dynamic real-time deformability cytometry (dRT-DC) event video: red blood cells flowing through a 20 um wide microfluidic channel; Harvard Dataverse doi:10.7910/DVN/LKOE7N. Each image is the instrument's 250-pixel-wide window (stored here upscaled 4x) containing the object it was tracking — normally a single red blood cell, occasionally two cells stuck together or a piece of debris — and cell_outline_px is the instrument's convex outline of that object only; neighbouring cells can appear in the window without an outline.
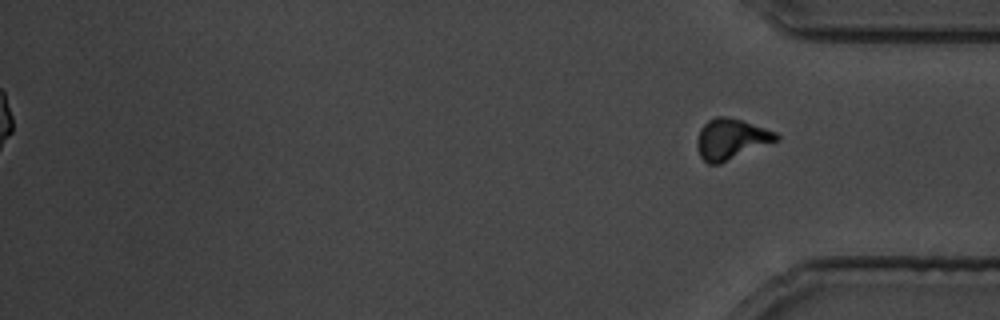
{"species": "common noctule bat (a hibernating species)", "species_latin": "Nyctalus noctula", "temperature_condition": "cold", "stored_images_in_passage": 36, "segment_of_instrument_passage": [2, 2], "camera_frame_rate_fps": 3000, "um_per_image_px": 0.085, "animal": {"sex": "male", "body_mass_g": 19.5, "forearm_length_mm": 54.6}, "frame": {"image": 1, "passage_image": 36, "time_ms": 43.667, "image_size_px": [1000, 320], "cell_outline_px": [[780, 140], [720, 164], [708, 164], [700, 156], [696, 148], [696, 140], [700, 128], [708, 120], [716, 116], [724, 116], [740, 120], [776, 132], [780, 136]], "centroid_in_image_um": [62.13, 11.84], "position_along_channel_um": 373.1, "area_um2": 18.9}}